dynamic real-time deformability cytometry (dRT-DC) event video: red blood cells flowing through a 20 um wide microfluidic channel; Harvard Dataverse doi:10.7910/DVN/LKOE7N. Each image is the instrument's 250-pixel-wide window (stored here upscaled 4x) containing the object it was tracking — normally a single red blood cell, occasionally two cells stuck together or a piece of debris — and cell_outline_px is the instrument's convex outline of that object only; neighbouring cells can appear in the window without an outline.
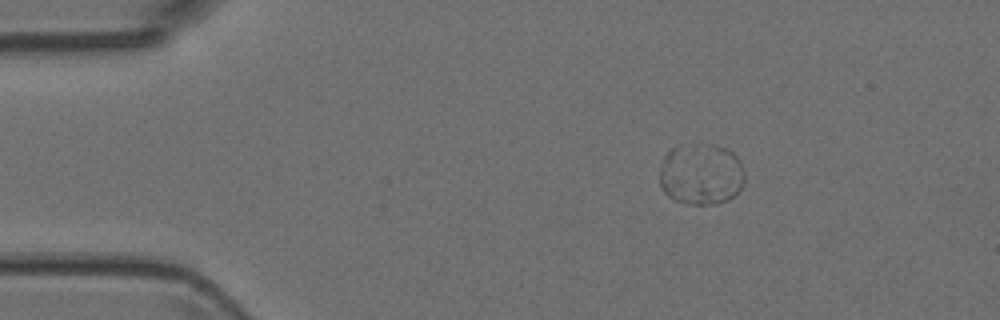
{"species": "Egyptian fruit bat (a non-hibernating species)", "species_latin": "Rousettus aegyptiacus", "temperature_condition": "room temperature", "stored_images_in_passage": 5, "camera_frame_rate_fps": 3000, "um_per_image_px": 0.085, "animal": {"sex": "female"}, "frame": {"image": 1, "passage_image": 3, "time_ms": 0.667, "image_size_px": [1000, 320], "cell_outline_px": [[744, 184], [728, 200], [716, 204], [692, 204], [672, 200], [660, 188], [660, 168], [664, 156], [672, 148], [712, 144], [724, 148], [732, 152], [740, 160], [744, 168]], "centroid_in_image_um": [59.59, 14.83], "position_along_channel_um": 25.4, "area_um2": 30.35}}